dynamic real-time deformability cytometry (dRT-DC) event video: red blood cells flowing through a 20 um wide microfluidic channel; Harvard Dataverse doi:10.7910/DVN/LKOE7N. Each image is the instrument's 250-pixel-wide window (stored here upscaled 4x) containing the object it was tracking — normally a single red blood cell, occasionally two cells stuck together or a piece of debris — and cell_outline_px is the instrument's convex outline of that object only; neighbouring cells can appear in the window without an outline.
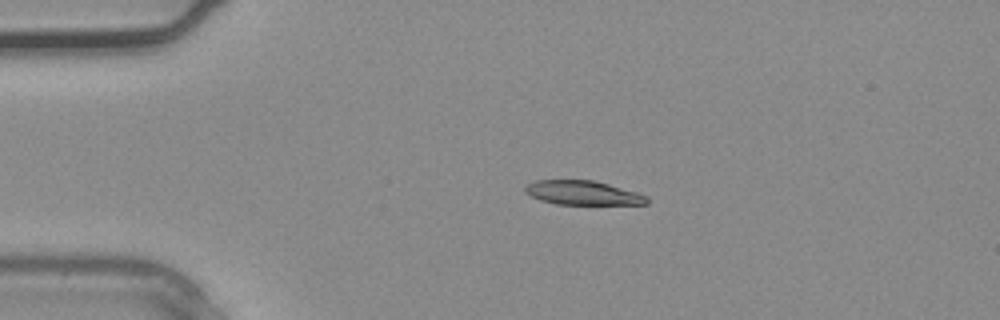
{"species": "common noctule bat (a hibernating species)", "species_latin": "Nyctalus noctula", "temperature_condition": "warm", "stored_images_in_passage": 2, "camera_frame_rate_fps": 3000, "um_per_image_px": 0.085, "animal": {"sex": "male", "body_mass_g": 20.4}, "frame": {"image": 1, "passage_image": 1, "time_ms": 0.0, "image_size_px": [1000, 320], "cell_outline_px": [[648, 204], [556, 204], [540, 200], [524, 192], [524, 188], [528, 184], [536, 180], [592, 180], [608, 184], [636, 192], [648, 196]], "centroid_in_image_um": [49.53, 16.39], "position_along_channel_um": 35.5, "area_um2": 16.99}}
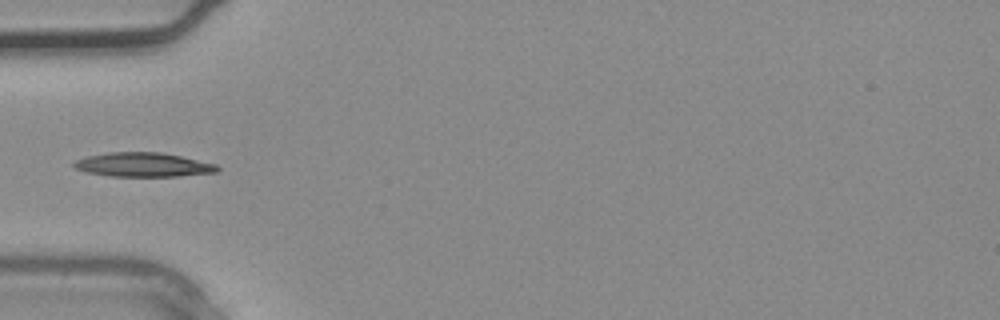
{"frame": {"image": 2, "passage_image": 2, "time_ms": 0.333, "image_size_px": [1000, 320], "cell_outline_px": [[220, 168], [216, 172], [180, 176], [112, 176], [84, 172], [76, 168], [72, 164], [76, 160], [88, 156], [108, 152], [160, 152], [180, 156], [216, 164]], "centroid_in_image_um": [12.16, 14.0], "position_along_channel_um": 72.8, "area_um2": 20.06}}